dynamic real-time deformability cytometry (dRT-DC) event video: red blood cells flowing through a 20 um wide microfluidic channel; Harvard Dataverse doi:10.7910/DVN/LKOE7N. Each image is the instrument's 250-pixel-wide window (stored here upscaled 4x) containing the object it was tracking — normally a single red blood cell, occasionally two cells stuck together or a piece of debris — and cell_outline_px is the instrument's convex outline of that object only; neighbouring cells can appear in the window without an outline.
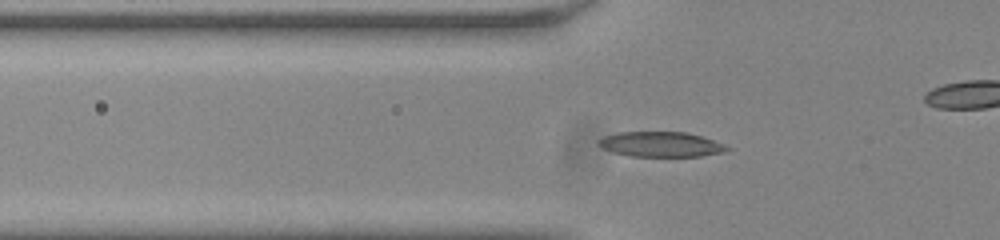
{"species": "common noctule bat (a hibernating species)", "species_latin": "Nyctalus noctula", "temperature_condition": "room temperature", "stored_images_in_passage": 56, "camera_frame_rate_fps": 3000, "um_per_image_px": 0.085, "animal": {"sex": "male", "body_mass_g": 20.0, "forearm_length_mm": 53.3}, "frame": {"image": 1, "passage_image": 20, "time_ms": 6.333, "image_size_px": [1000, 240], "cell_outline_px": [[732, 148], [728, 152], [700, 156], [632, 156], [612, 152], [600, 148], [596, 144], [596, 140], [604, 136], [620, 132], [688, 132], [724, 144]], "centroid_in_image_um": [56.16, 12.27], "position_along_channel_um": 69.6, "area_um2": 18.96}}
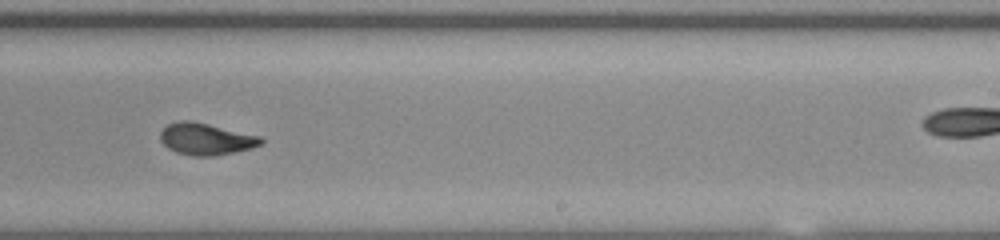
{"frame": {"image": 2, "passage_image": 36, "time_ms": 11.667, "image_size_px": [1000, 240], "cell_outline_px": [[264, 140], [260, 144], [252, 148], [212, 156], [192, 156], [176, 152], [168, 148], [160, 140], [160, 132], [168, 124], [180, 120], [192, 120], [260, 136]], "centroid_in_image_um": [17.48, 11.81], "position_along_channel_um": 271.5, "area_um2": 18.55}}
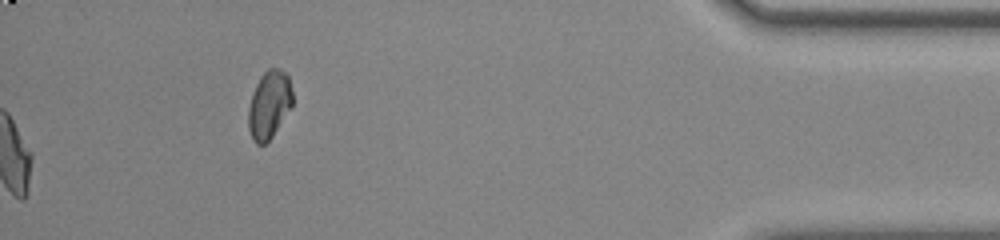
{"frame": {"image": 3, "passage_image": 56, "time_ms": 18.333, "image_size_px": [1000, 240], "cell_outline_px": [[292, 104], [272, 136], [264, 144], [256, 144], [248, 128], [248, 108], [256, 84], [260, 76], [268, 68], [280, 68], [288, 76], [292, 92]], "centroid_in_image_um": [22.86, 8.87], "position_along_channel_um": 412.3, "area_um2": 17.11}, "authors_computed_cell_mechanics": {"area_um2": 18.5827, "velocity_mm_per_s": 3.8188, "shape_relaxation_time_tau1_ms": null, "shape_relaxation_time_tau2_ms": 1.6934, "deformation_change_tau1": null, "deformation_change_tau2": 0.0795}}